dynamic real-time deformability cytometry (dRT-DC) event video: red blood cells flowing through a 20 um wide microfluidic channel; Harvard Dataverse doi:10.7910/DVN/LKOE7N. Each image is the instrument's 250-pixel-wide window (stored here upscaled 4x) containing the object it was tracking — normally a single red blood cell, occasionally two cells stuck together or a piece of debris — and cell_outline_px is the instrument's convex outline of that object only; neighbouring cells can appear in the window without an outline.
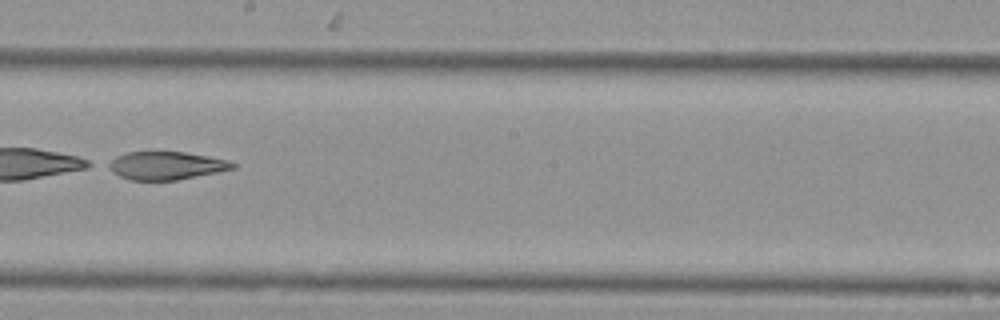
{"species": "Egyptian fruit bat (a non-hibernating species)", "species_latin": "Rousettus aegyptiacus", "temperature_condition": "cold", "stored_images_in_passage": 52, "camera_frame_rate_fps": 3000, "um_per_image_px": 0.085, "animal": {"sex": "female"}, "frame": {"image": 1, "passage_image": 30, "time_ms": 9.667, "image_size_px": [1000, 320], "cell_outline_px": [[236, 168], [176, 180], [132, 180], [120, 176], [112, 172], [104, 164], [116, 156], [128, 152], [184, 152], [208, 156], [228, 160], [236, 164]], "centroid_in_image_um": [14.08, 14.07], "position_along_channel_um": 234.1, "area_um2": 20.23}}